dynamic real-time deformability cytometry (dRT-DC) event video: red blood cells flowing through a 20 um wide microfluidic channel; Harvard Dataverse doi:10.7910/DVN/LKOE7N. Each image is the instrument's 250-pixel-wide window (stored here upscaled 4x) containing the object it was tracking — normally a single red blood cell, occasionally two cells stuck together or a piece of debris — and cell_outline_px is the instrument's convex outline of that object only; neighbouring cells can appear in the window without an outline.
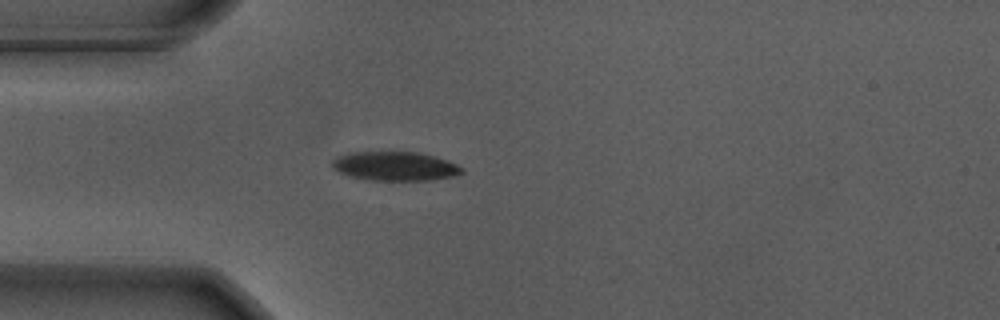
{"species": "Egyptian fruit bat (a non-hibernating species)", "species_latin": "Rousettus aegyptiacus", "temperature_condition": "warm", "stored_images_in_passage": 50, "camera_frame_rate_fps": 3000, "um_per_image_px": 0.085, "animal": {"sex": "male"}, "frame": {"image": 1, "passage_image": 10, "time_ms": 3.0, "image_size_px": [1000, 320], "cell_outline_px": [[464, 172], [456, 176], [432, 180], [368, 180], [352, 176], [340, 172], [332, 168], [332, 160], [336, 156], [348, 152], [420, 152], [448, 160], [464, 168]], "centroid_in_image_um": [33.6, 14.12], "position_along_channel_um": 51.4, "area_um2": 22.14}}
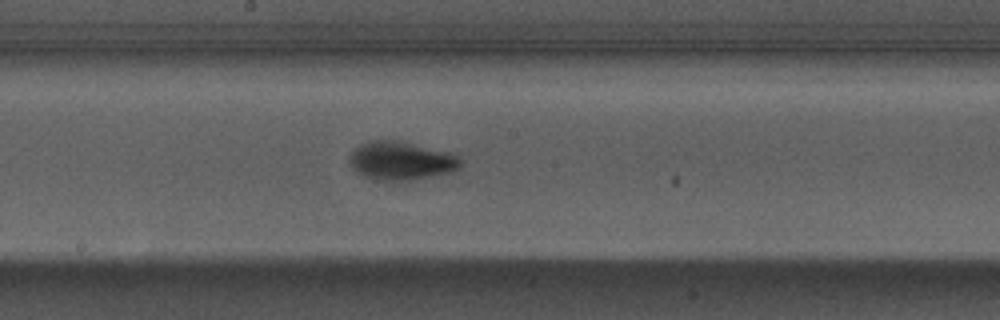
{"frame": {"image": 2, "passage_image": 24, "time_ms": 7.667, "image_size_px": [1000, 320], "cell_outline_px": [[460, 168], [452, 172], [412, 180], [380, 180], [364, 176], [356, 172], [352, 168], [352, 152], [356, 148], [372, 140], [392, 140], [452, 152], [460, 160]], "centroid_in_image_um": [34.14, 13.68], "position_along_channel_um": 214.1, "area_um2": 24.33}}
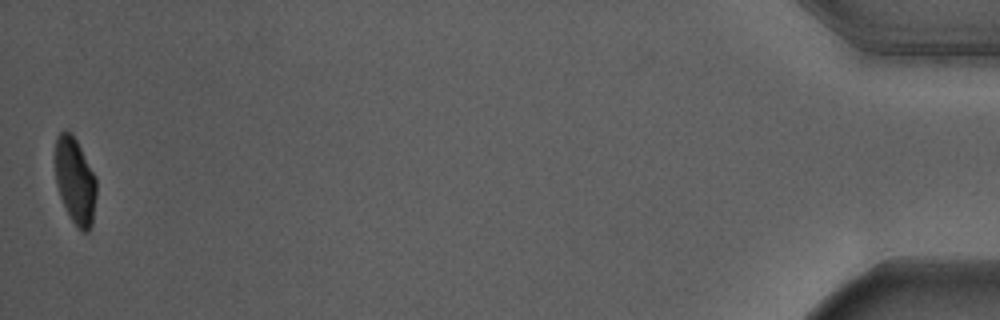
{"frame": {"image": 3, "passage_image": 50, "time_ms": 16.333, "image_size_px": [1000, 320], "cell_outline_px": [[96, 196], [92, 224], [88, 232], [84, 232], [72, 220], [60, 196], [56, 184], [56, 136], [64, 128], [72, 132], [96, 176]], "centroid_in_image_um": [6.4, 15.32], "position_along_channel_um": 428.8, "area_um2": 20.63}, "authors_computed_cell_mechanics": {"area_um2": 22.9755, "velocity_mm_per_s": 3.664, "shape_relaxation_time_tau1_ms": 2.3822, "shape_relaxation_time_tau2_ms": null, "deformation_change_tau1": 0.188, "deformation_change_tau2": null}}